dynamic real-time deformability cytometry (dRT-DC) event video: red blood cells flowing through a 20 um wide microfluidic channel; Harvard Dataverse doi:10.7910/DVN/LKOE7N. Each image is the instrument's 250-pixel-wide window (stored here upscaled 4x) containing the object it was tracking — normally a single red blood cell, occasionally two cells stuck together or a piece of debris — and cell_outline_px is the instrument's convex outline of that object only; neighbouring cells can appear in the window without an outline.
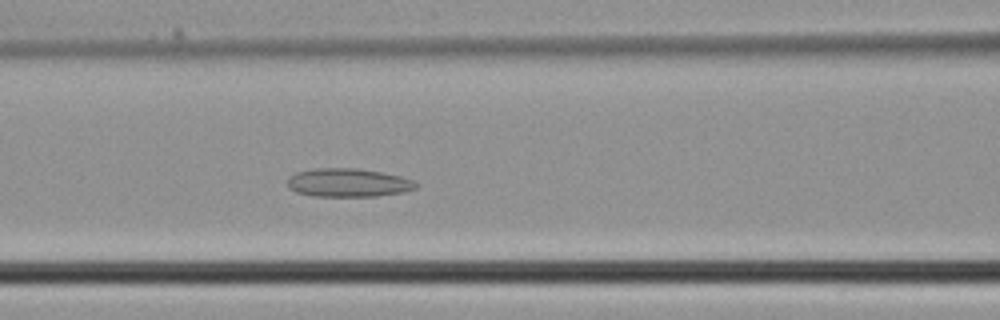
{"species": "common noctule bat (a hibernating species)", "species_latin": "Nyctalus noctula", "temperature_condition": "cold", "stored_images_in_passage": 37, "camera_frame_rate_fps": 3000, "um_per_image_px": 0.085, "animal": {"sex": "male", "body_mass_g": 21.5, "forearm_length_mm": 52.0}, "frame": {"image": 1, "passage_image": 15, "time_ms": 4.667, "image_size_px": [1000, 320], "cell_outline_px": [[420, 184], [416, 188], [404, 192], [376, 196], [312, 196], [296, 192], [288, 188], [288, 176], [296, 172], [312, 168], [356, 168], [380, 172], [400, 176], [412, 180]], "centroid_in_image_um": [29.57, 15.52], "position_along_channel_um": 137.0, "area_um2": 21.44}}
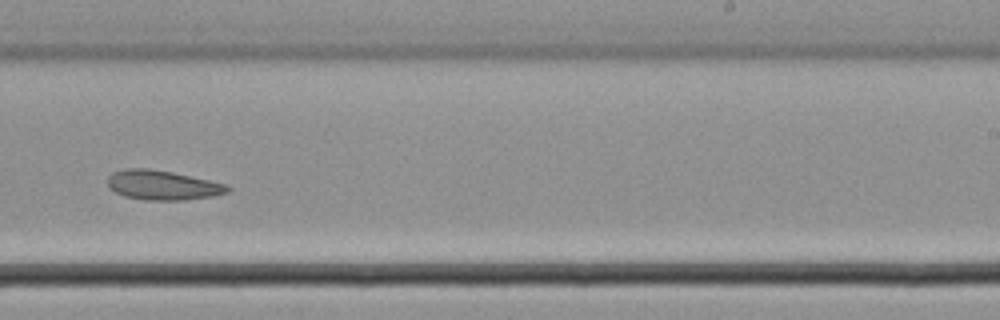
{"frame": {"image": 2, "passage_image": 23, "time_ms": 7.333, "image_size_px": [1000, 320], "cell_outline_px": [[232, 188], [228, 192], [212, 196], [184, 200], [144, 200], [124, 196], [108, 188], [108, 176], [112, 172], [124, 168], [148, 168], [172, 172], [228, 184]], "centroid_in_image_um": [13.81, 15.73], "position_along_channel_um": 275.2, "area_um2": 20.81}}
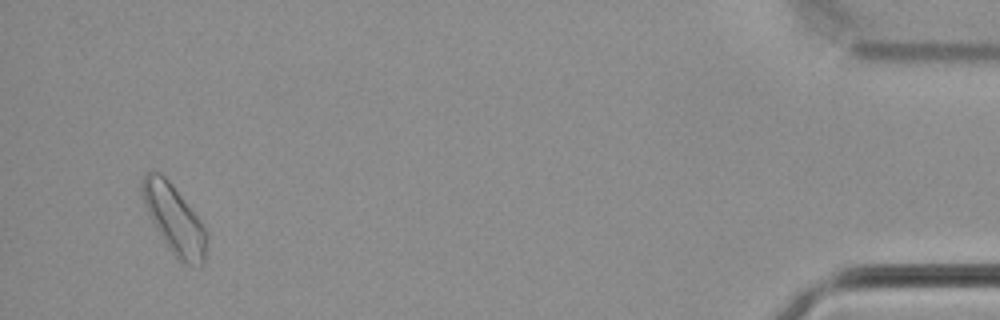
{"frame": {"image": 3, "passage_image": 36, "time_ms": 11.667, "image_size_px": [1000, 320], "cell_outline_px": [[208, 240], [204, 264], [184, 264], [168, 248], [156, 228], [144, 204], [140, 192], [140, 180], [148, 172], [160, 172], [172, 184], [200, 220], [208, 236]], "centroid_in_image_um": [14.8, 18.63], "position_along_channel_um": 420.4, "area_um2": 25.55}}